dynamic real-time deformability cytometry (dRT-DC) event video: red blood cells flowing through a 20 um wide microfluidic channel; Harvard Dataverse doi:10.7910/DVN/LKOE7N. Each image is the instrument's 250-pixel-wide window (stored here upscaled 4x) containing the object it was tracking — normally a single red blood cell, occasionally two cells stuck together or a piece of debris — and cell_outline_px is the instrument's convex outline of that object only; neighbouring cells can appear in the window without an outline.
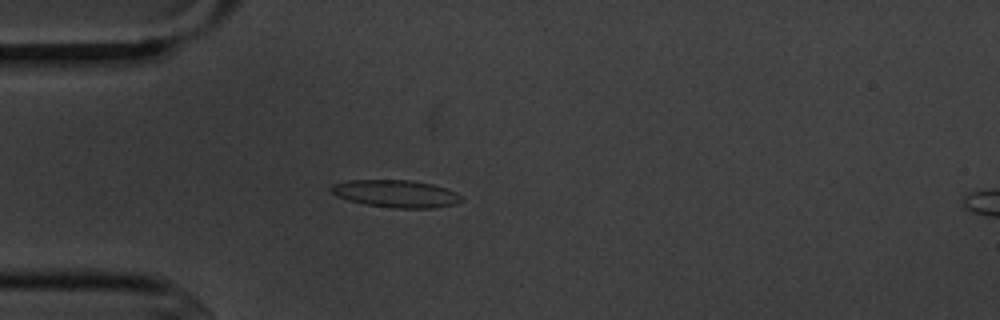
{"species": "common noctule bat (a hibernating species)", "species_latin": "Nyctalus noctula", "temperature_condition": "cold", "stored_images_in_passage": 4, "camera_frame_rate_fps": 3000, "um_per_image_px": 0.085, "animal": {"sex": "male", "body_mass_g": 20.1, "forearm_length_mm": 53.5}, "frame": {"image": 1, "passage_image": 4, "time_ms": 3.667, "image_size_px": [1000, 320], "cell_outline_px": [[464, 200], [456, 204], [432, 208], [392, 208], [364, 204], [348, 200], [336, 196], [328, 188], [332, 184], [348, 180], [412, 180], [432, 184], [456, 192]], "centroid_in_image_um": [33.63, 16.46], "position_along_channel_um": 51.4, "area_um2": 20.92}}